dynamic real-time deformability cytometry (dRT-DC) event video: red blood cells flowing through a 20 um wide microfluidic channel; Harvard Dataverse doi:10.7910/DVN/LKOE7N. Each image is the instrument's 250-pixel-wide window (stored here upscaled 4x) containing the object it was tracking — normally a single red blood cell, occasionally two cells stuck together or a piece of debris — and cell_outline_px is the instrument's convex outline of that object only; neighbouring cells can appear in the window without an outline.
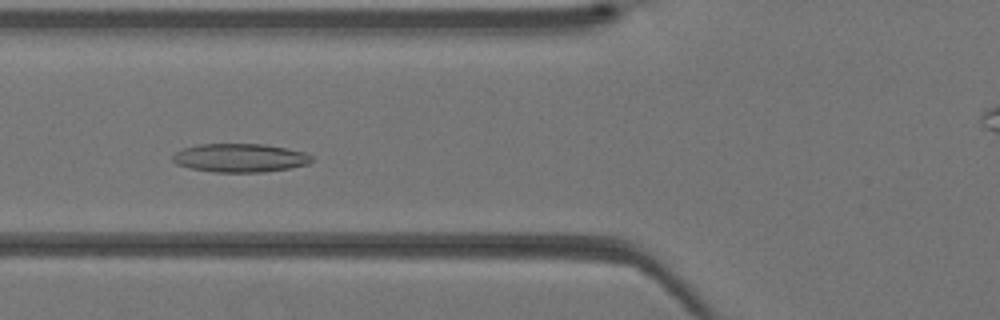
{"species": "Egyptian fruit bat (a non-hibernating species)", "species_latin": "Rousettus aegyptiacus", "temperature_condition": "warm", "stored_images_in_passage": 42, "camera_frame_rate_fps": 3000, "um_per_image_px": 0.085, "animal": {"sex": "female"}, "frame": {"image": 1, "passage_image": 16, "time_ms": 5.0, "image_size_px": [1000, 320], "cell_outline_px": [[312, 160], [308, 164], [288, 168], [264, 172], [216, 172], [192, 168], [176, 164], [172, 160], [172, 156], [176, 152], [184, 148], [200, 144], [264, 144], [304, 152], [312, 156]], "centroid_in_image_um": [20.39, 13.42], "position_along_channel_um": 105.4, "area_um2": 22.89}}
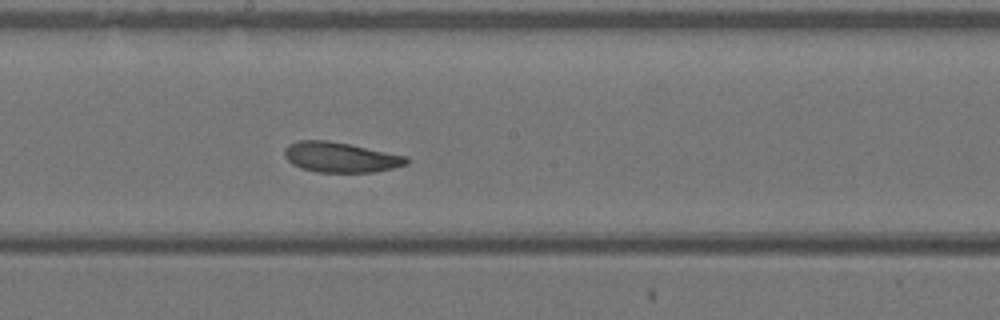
{"frame": {"image": 2, "passage_image": 23, "time_ms": 7.333, "image_size_px": [1000, 320], "cell_outline_px": [[408, 164], [376, 172], [316, 172], [300, 168], [292, 164], [284, 156], [284, 148], [288, 144], [300, 140], [328, 140], [408, 156]], "centroid_in_image_um": [28.92, 13.37], "position_along_channel_um": 219.3, "area_um2": 21.5}}
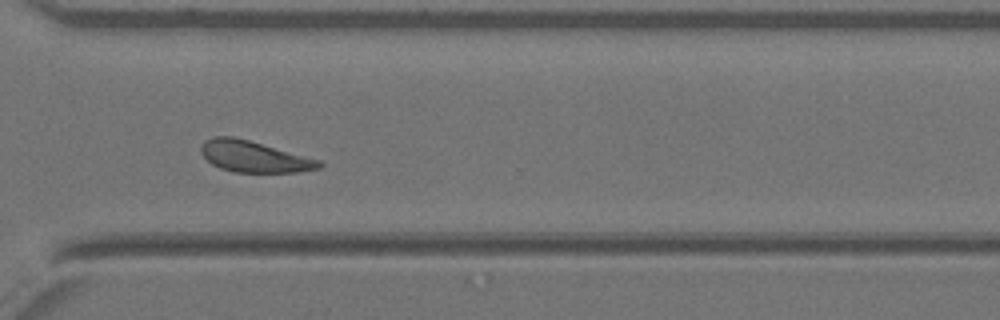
{"frame": {"image": 3, "passage_image": 31, "time_ms": 10.0, "image_size_px": [1000, 320], "cell_outline_px": [[324, 164], [320, 168], [296, 172], [236, 172], [220, 168], [212, 164], [200, 152], [200, 144], [204, 140], [212, 136], [232, 136], [248, 140], [320, 160]], "centroid_in_image_um": [21.55, 13.3], "position_along_channel_um": 349.0, "area_um2": 21.39}}